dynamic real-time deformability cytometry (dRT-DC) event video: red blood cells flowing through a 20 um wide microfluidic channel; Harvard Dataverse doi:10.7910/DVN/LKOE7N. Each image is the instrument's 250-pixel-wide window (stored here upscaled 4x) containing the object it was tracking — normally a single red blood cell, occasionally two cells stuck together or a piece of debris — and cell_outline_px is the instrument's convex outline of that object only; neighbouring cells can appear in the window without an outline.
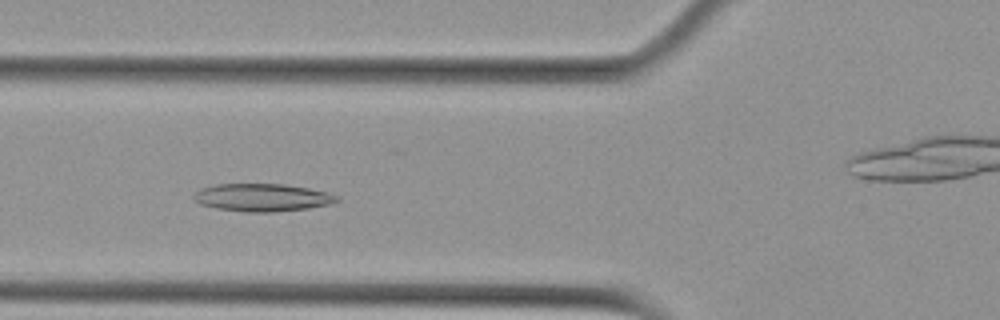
{"species": "Egyptian fruit bat (a non-hibernating species)", "species_latin": "Rousettus aegyptiacus", "temperature_condition": "cold", "stored_images_in_passage": 15, "camera_frame_rate_fps": 3000, "um_per_image_px": 0.085, "animal": {"sex": "female"}, "frame": {"image": 1, "passage_image": 5, "time_ms": 1.333, "image_size_px": [1000, 320], "cell_outline_px": [[340, 200], [332, 204], [308, 208], [272, 212], [248, 212], [216, 208], [200, 204], [192, 196], [200, 188], [216, 184], [284, 184], [308, 188], [328, 192], [340, 196]], "centroid_in_image_um": [22.33, 16.78], "position_along_channel_um": 103.5, "area_um2": 23.18}}
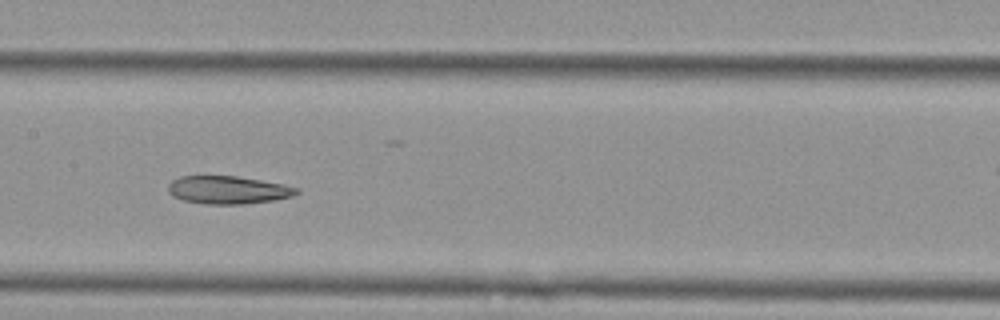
{"frame": {"image": 2, "passage_image": 7, "time_ms": 2.0, "image_size_px": [1000, 320], "cell_outline_px": [[300, 192], [292, 196], [272, 200], [244, 204], [208, 204], [184, 200], [172, 196], [168, 192], [168, 184], [172, 180], [180, 176], [236, 176], [284, 184], [300, 188]], "centroid_in_image_um": [19.38, 16.14], "position_along_channel_um": 188.0, "area_um2": 20.87}}
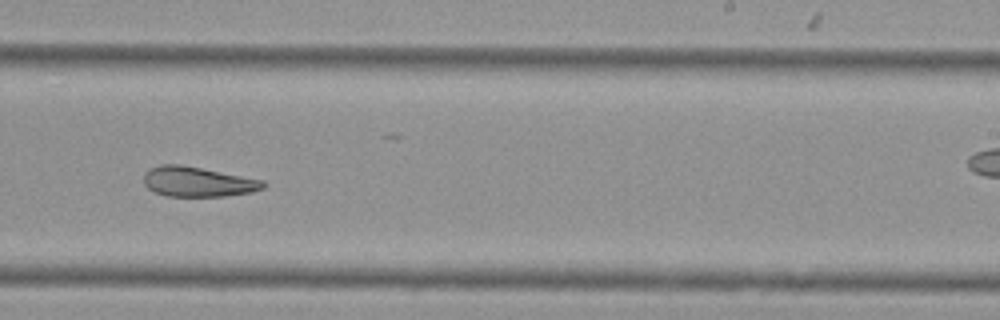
{"frame": {"image": 3, "passage_image": 9, "time_ms": 2.667, "image_size_px": [1000, 320], "cell_outline_px": [[268, 184], [264, 188], [252, 192], [224, 196], [168, 196], [156, 192], [148, 188], [144, 184], [144, 172], [160, 164], [180, 164], [264, 180]], "centroid_in_image_um": [16.83, 15.45], "position_along_channel_um": 272.2, "area_um2": 20.81}}